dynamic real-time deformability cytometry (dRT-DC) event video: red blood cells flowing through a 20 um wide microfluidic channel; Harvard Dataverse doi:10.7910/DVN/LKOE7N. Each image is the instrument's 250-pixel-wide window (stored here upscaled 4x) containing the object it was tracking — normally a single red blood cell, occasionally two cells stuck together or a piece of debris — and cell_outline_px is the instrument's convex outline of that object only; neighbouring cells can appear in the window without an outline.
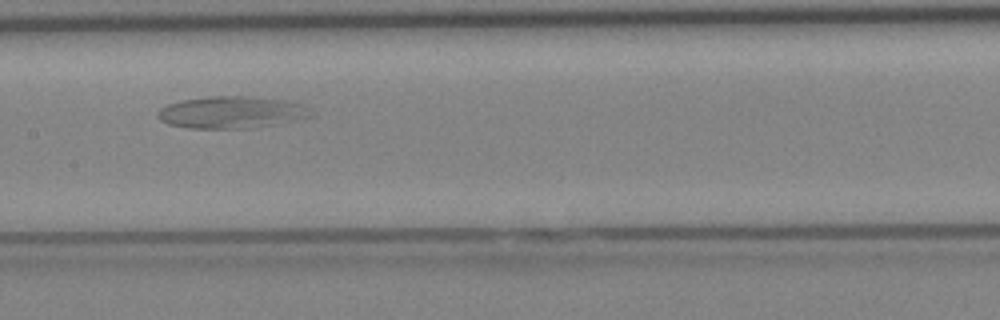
{"species": "Egyptian fruit bat (a non-hibernating species)", "species_latin": "Rousettus aegyptiacus", "temperature_condition": "cold", "stored_images_in_passage": 35, "camera_frame_rate_fps": 3000, "um_per_image_px": 0.085, "animal": {"sex": "female"}, "frame": {"image": 1, "passage_image": 15, "time_ms": 4.667, "image_size_px": [1000, 320], "cell_outline_px": [[312, 116], [280, 124], [256, 128], [188, 128], [168, 124], [160, 120], [156, 116], [156, 112], [160, 108], [168, 104], [180, 100], [208, 96], [244, 96], [284, 100], [300, 104]], "centroid_in_image_um": [19.6, 9.56], "position_along_channel_um": 187.8, "area_um2": 28.55}}
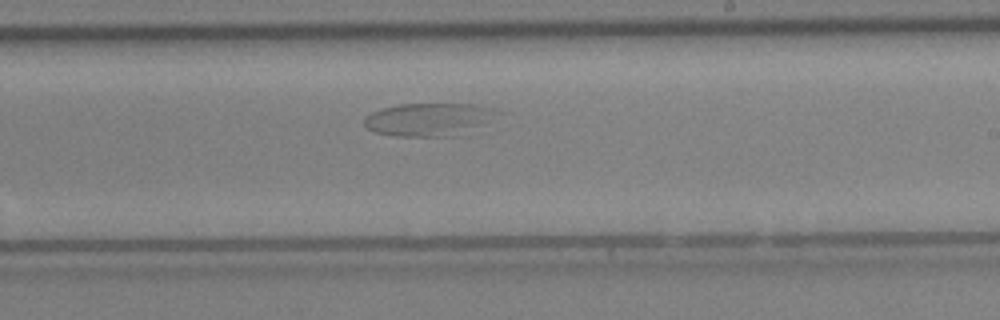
{"frame": {"image": 2, "passage_image": 19, "time_ms": 6.0, "image_size_px": [1000, 320], "cell_outline_px": [[504, 112], [472, 136], [396, 136], [372, 132], [364, 124], [364, 116], [380, 108], [400, 104], [472, 104], [496, 108]], "centroid_in_image_um": [36.62, 10.17], "position_along_channel_um": 252.4, "area_um2": 26.88}}
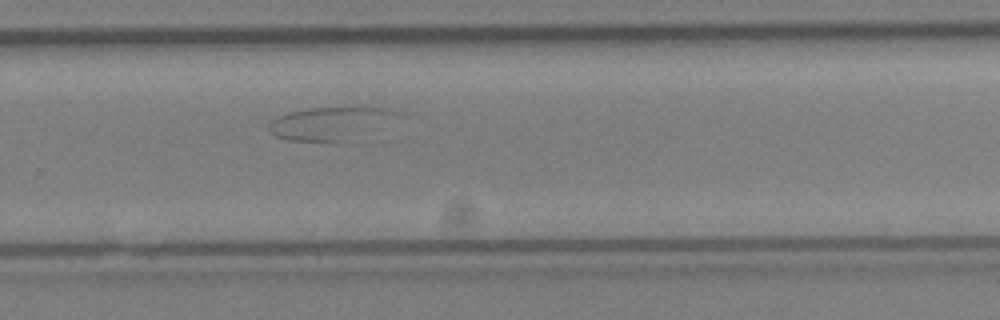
{"frame": {"image": 3, "passage_image": 22, "time_ms": 7.0, "image_size_px": [1000, 320], "cell_outline_px": [[408, 116], [340, 140], [288, 140], [276, 136], [268, 128], [268, 124], [276, 116], [288, 112], [308, 108], [388, 108], [404, 112]], "centroid_in_image_um": [28.11, 10.43], "position_along_channel_um": 301.7, "area_um2": 23.93}}